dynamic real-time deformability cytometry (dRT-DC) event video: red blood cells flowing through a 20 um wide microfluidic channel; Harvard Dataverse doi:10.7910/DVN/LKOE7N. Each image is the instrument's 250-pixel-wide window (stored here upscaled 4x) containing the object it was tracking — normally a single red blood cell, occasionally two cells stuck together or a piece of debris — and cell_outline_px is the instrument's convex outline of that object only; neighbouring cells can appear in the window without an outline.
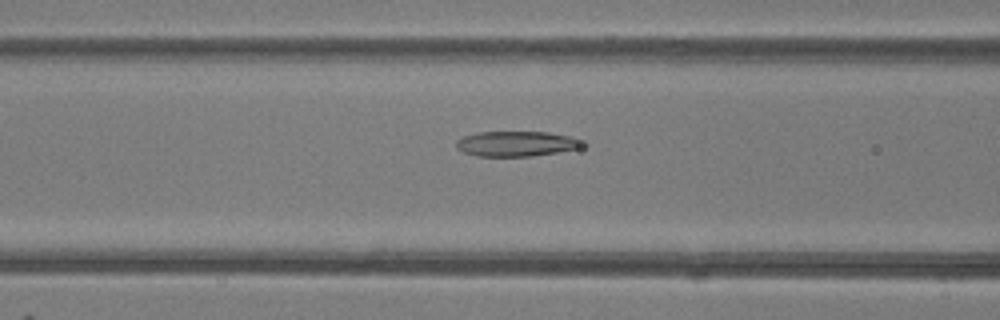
{"species": "common noctule bat (a hibernating species)", "species_latin": "Nyctalus noctula", "temperature_condition": "room temperature", "stored_images_in_passage": 49, "camera_frame_rate_fps": 3000, "um_per_image_px": 0.085, "animal": {"sex": "female"}, "frame": {"image": 1, "passage_image": 20, "time_ms": 6.333, "image_size_px": [1000, 320], "cell_outline_px": [[584, 144], [580, 148], [532, 156], [476, 156], [464, 152], [456, 148], [456, 140], [464, 136], [480, 132], [548, 132], [572, 136], [580, 140]], "centroid_in_image_um": [43.88, 12.21], "position_along_channel_um": 122.7, "area_um2": 18.44}}
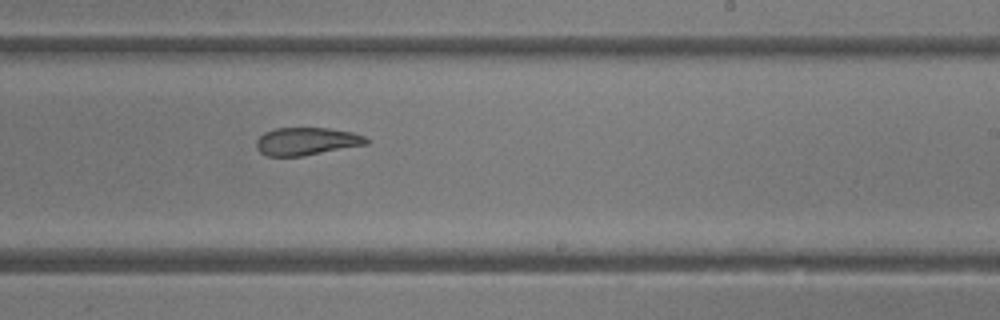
{"frame": {"image": 2, "passage_image": 30, "time_ms": 9.667, "image_size_px": [1000, 320], "cell_outline_px": [[368, 144], [304, 156], [268, 156], [260, 152], [256, 148], [256, 140], [264, 132], [276, 128], [328, 128], [352, 132], [364, 136], [368, 140]], "centroid_in_image_um": [26.04, 12.01], "position_along_channel_um": 263.0, "area_um2": 17.8}}
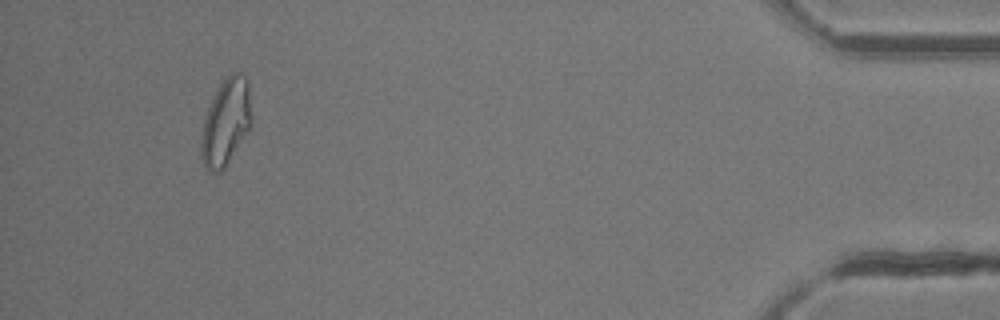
{"frame": {"image": 3, "passage_image": 46, "time_ms": 15.0, "image_size_px": [1000, 320], "cell_outline_px": [[252, 124], [224, 168], [220, 172], [208, 172], [204, 164], [200, 152], [200, 144], [204, 120], [208, 108], [224, 76], [232, 72], [236, 72], [244, 76], [248, 80], [252, 120]], "centroid_in_image_um": [19.2, 10.37], "position_along_channel_um": 416.0, "area_um2": 25.26}, "authors_computed_cell_mechanics": {"area_um2": 21.0392, "velocity_mm_per_s": 4.2162, "shape_relaxation_time_tau1_ms": 7.054, "shape_relaxation_time_tau2_ms": 2.3781, "deformation_change_tau1": 0.1915, "deformation_change_tau2": 0.1033}}